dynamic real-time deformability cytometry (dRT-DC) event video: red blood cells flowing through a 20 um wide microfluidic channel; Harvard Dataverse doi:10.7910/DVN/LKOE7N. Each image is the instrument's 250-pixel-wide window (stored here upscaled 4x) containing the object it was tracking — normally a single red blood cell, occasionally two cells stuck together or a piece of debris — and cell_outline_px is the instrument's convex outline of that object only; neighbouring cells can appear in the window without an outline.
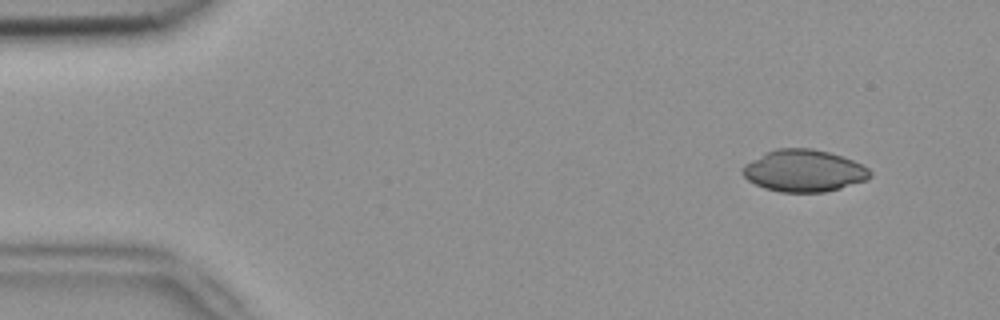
{"species": "common noctule bat (a hibernating species)", "species_latin": "Nyctalus noctula", "temperature_condition": "room temperature", "stored_images_in_passage": 4, "camera_frame_rate_fps": 3000, "um_per_image_px": 0.085, "animal": {"sex": "female", "body_mass_g": 18.4}, "frame": {"image": 1, "passage_image": 1, "time_ms": 0.0, "image_size_px": [1000, 320], "cell_outline_px": [[872, 176], [868, 180], [840, 188], [824, 192], [780, 192], [764, 188], [748, 180], [744, 176], [740, 168], [744, 164], [764, 152], [776, 148], [812, 148], [828, 152], [852, 160], [868, 168], [872, 172]], "centroid_in_image_um": [68.31, 14.51], "position_along_channel_um": 16.7, "area_um2": 31.33}}